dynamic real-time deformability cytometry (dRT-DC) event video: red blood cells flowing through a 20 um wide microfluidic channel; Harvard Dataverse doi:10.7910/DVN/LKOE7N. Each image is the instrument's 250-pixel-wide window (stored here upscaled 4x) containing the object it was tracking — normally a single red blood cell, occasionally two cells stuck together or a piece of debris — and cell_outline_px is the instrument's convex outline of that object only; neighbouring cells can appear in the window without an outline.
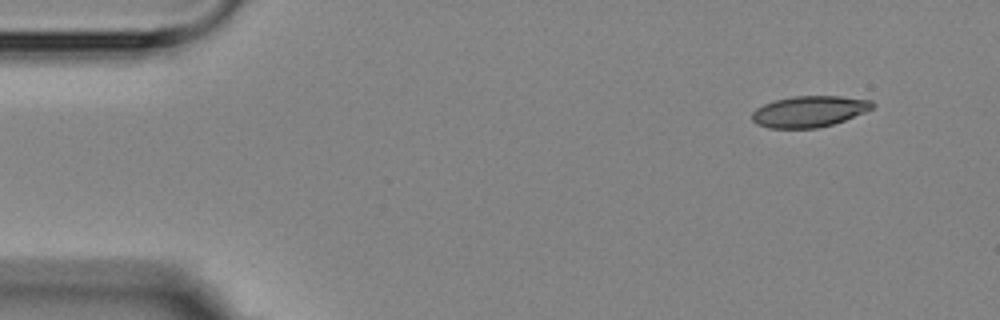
{"species": "Egyptian fruit bat (a non-hibernating species)", "species_latin": "Rousettus aegyptiacus", "temperature_condition": "room temperature", "stored_images_in_passage": 2, "camera_frame_rate_fps": 3000, "um_per_image_px": 0.085, "animal": {"sex": "female"}, "frame": {"image": 1, "passage_image": 2, "time_ms": 4.333, "image_size_px": [1000, 320], "cell_outline_px": [[876, 104], [872, 108], [864, 112], [844, 120], [832, 124], [816, 128], [768, 128], [756, 124], [752, 120], [752, 112], [756, 108], [764, 104], [776, 100], [792, 96], [840, 96], [872, 100]], "centroid_in_image_um": [68.77, 9.47], "position_along_channel_um": 16.2, "area_um2": 21.79}}